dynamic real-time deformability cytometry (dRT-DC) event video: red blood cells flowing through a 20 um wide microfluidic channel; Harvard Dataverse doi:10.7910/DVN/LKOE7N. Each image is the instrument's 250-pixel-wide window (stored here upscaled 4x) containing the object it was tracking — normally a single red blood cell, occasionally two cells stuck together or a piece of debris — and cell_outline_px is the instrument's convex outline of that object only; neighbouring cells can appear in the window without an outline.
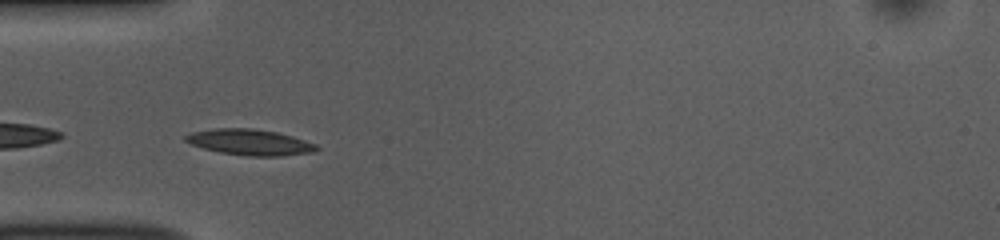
{"species": "common noctule bat (a hibernating species)", "species_latin": "Nyctalus noctula", "temperature_condition": "room temperature", "stored_images_in_passage": 45, "camera_frame_rate_fps": 3000, "um_per_image_px": 0.085, "animal": {"sex": "female", "body_mass_g": 10.0, "forearm_length_mm": 53.1}, "frame": {"image": 1, "passage_image": 8, "time_ms": 2.333, "image_size_px": [1000, 240], "cell_outline_px": [[320, 148], [312, 152], [280, 156], [248, 156], [220, 152], [204, 148], [192, 144], [184, 140], [184, 136], [192, 132], [212, 128], [252, 128], [276, 132], [292, 136], [316, 144]], "centroid_in_image_um": [21.23, 12.08], "position_along_channel_um": 63.8, "area_um2": 19.65}}
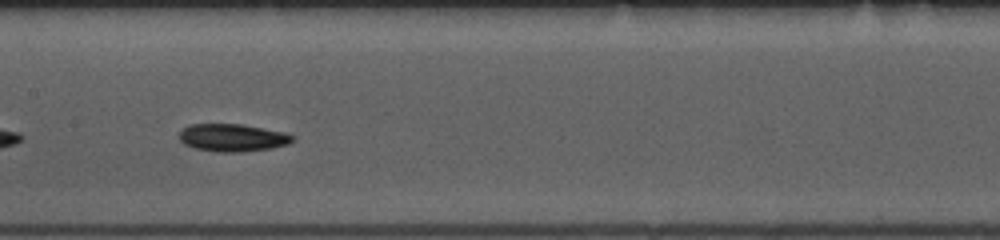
{"frame": {"image": 2, "passage_image": 18, "time_ms": 5.667, "image_size_px": [1000, 240], "cell_outline_px": [[296, 136], [288, 144], [272, 148], [240, 152], [216, 152], [196, 148], [184, 144], [180, 140], [180, 132], [188, 124], [240, 124], [288, 132]], "centroid_in_image_um": [19.8, 11.7], "position_along_channel_um": 187.6, "area_um2": 18.32}}
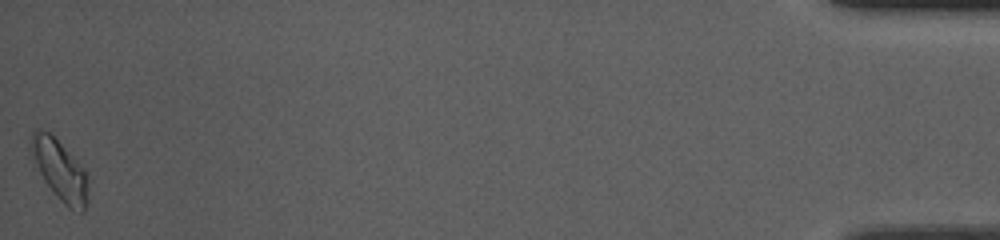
{"frame": {"image": 3, "passage_image": 45, "time_ms": 14.667, "image_size_px": [1000, 240], "cell_outline_px": [[88, 200], [84, 212], [80, 212], [68, 208], [60, 200], [44, 180], [28, 152], [28, 148], [32, 128], [36, 128], [48, 132], [88, 172]], "centroid_in_image_um": [5.07, 14.45], "position_along_channel_um": 430.1, "area_um2": 20.35}, "authors_computed_cell_mechanics": {"area_um2": 17.8024, "velocity_mm_per_s": 3.7328, "shape_relaxation_time_tau1_ms": 5.2635, "shape_relaxation_time_tau2_ms": null, "deformation_change_tau1": 0.1144, "deformation_change_tau2": null}}